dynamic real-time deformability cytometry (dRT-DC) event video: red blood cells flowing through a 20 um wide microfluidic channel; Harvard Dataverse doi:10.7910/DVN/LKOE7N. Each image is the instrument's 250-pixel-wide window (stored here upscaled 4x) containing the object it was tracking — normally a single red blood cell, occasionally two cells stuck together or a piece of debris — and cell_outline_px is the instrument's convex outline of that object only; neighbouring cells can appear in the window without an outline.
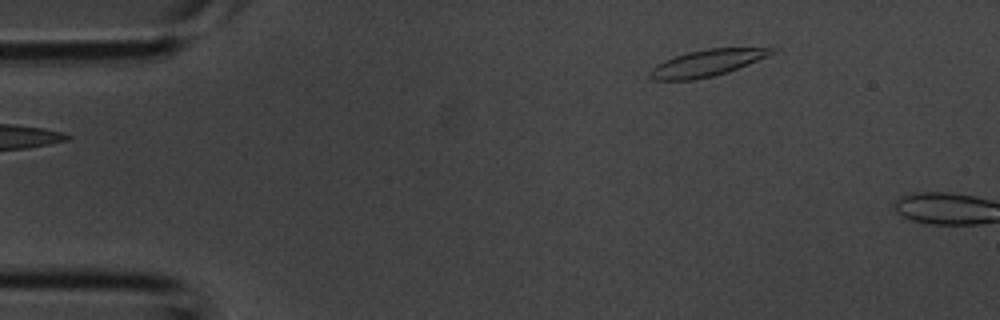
{"species": "common noctule bat (a hibernating species)", "species_latin": "Nyctalus noctula", "temperature_condition": "room temperature", "stored_images_in_passage": 7, "camera_frame_rate_fps": 3000, "um_per_image_px": 0.085, "animal": {"sex": "male", "body_mass_g": 20.1, "forearm_length_mm": 53.5}, "frame": {"image": 1, "passage_image": 1, "time_ms": 0.0, "image_size_px": [1000, 320], "cell_outline_px": [[780, 48], [776, 52], [768, 56], [728, 72], [712, 76], [692, 80], [652, 80], [648, 76], [648, 72], [656, 64], [664, 60], [688, 52], [708, 48]], "centroid_in_image_um": [60.07, 5.36], "position_along_channel_um": 24.9, "area_um2": 18.84}}